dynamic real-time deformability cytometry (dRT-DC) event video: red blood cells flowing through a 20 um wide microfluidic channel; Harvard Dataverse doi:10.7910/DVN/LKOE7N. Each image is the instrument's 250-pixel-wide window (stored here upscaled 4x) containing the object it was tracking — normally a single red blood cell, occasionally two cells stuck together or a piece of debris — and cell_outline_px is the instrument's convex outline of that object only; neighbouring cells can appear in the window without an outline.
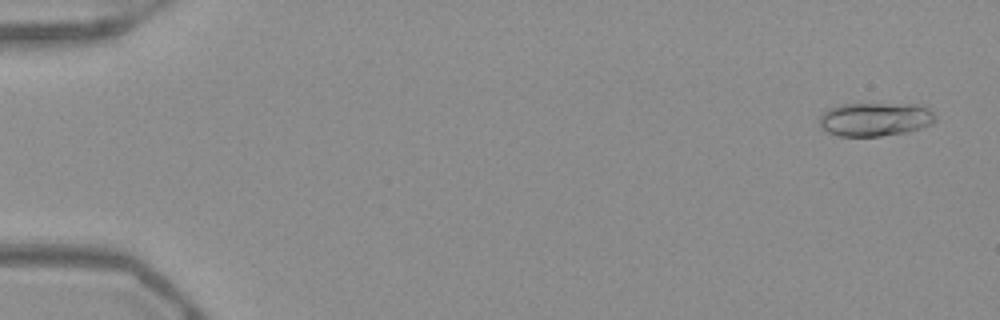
{"species": "Egyptian fruit bat (a non-hibernating species)", "species_latin": "Rousettus aegyptiacus", "temperature_condition": "warm", "stored_images_in_passage": 53, "camera_frame_rate_fps": 3000, "um_per_image_px": 0.085, "frame": {"image": 1, "passage_image": 3, "time_ms": 0.667, "image_size_px": [1000, 320], "cell_outline_px": [[936, 120], [932, 124], [908, 132], [880, 136], [840, 136], [828, 132], [820, 124], [820, 116], [828, 108], [840, 104], [916, 104], [928, 108], [936, 116]], "centroid_in_image_um": [74.41, 10.13], "position_along_channel_um": 10.6, "area_um2": 22.72}}
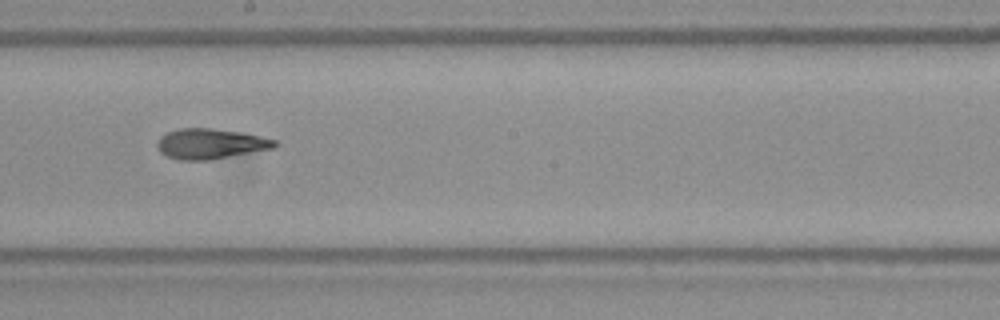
{"frame": {"image": 2, "passage_image": 31, "time_ms": 10.0, "image_size_px": [1000, 320], "cell_outline_px": [[280, 144], [276, 148], [212, 160], [180, 160], [168, 156], [160, 152], [156, 148], [156, 144], [160, 136], [168, 132], [180, 128], [212, 128], [240, 132], [260, 136], [276, 140]], "centroid_in_image_um": [17.92, 12.23], "position_along_channel_um": 230.3, "area_um2": 20.98}}
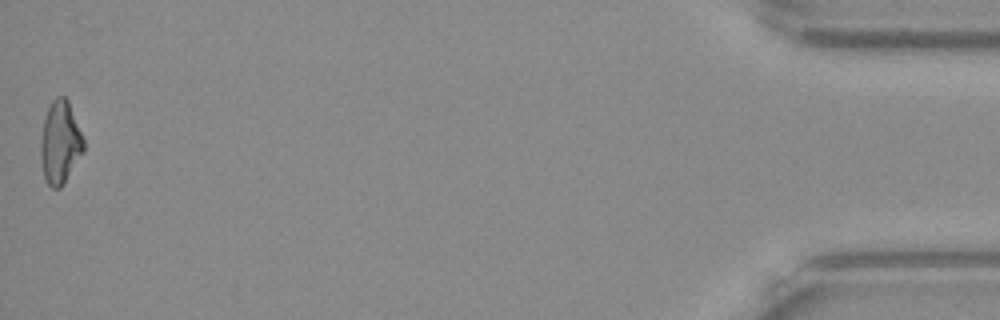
{"frame": {"image": 3, "passage_image": 53, "time_ms": 17.333, "image_size_px": [1000, 320], "cell_outline_px": [[84, 152], [64, 184], [60, 188], [52, 188], [48, 184], [44, 176], [40, 160], [40, 140], [44, 120], [48, 108], [52, 100], [56, 96], [64, 96], [68, 100], [84, 140]], "centroid_in_image_um": [5.11, 12.13], "position_along_channel_um": 430.1, "area_um2": 20.81}, "authors_computed_cell_mechanics": {"area_um2": 20.6924, "velocity_mm_per_s": 3.9496, "shape_relaxation_time_tau1_ms": null, "shape_relaxation_time_tau2_ms": 2.8799, "deformation_change_tau1": null, "deformation_change_tau2": 0.0925}}